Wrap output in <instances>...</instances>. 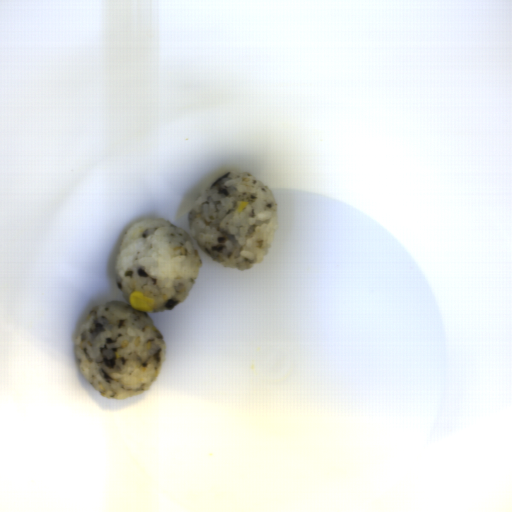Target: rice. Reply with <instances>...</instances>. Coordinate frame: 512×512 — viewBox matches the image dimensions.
Returning <instances> with one entry per match:
<instances>
[{
  "label": "rice",
  "instance_id": "1",
  "mask_svg": "<svg viewBox=\"0 0 512 512\" xmlns=\"http://www.w3.org/2000/svg\"><path fill=\"white\" fill-rule=\"evenodd\" d=\"M202 263L193 238L165 217L148 216L130 225L115 263L116 283L127 302L91 308L74 344L81 375L101 396L126 400L151 388L166 361L167 346L149 313L167 312L184 302ZM134 291L154 298L152 312L130 306Z\"/></svg>",
  "mask_w": 512,
  "mask_h": 512
},
{
  "label": "rice",
  "instance_id": "2",
  "mask_svg": "<svg viewBox=\"0 0 512 512\" xmlns=\"http://www.w3.org/2000/svg\"><path fill=\"white\" fill-rule=\"evenodd\" d=\"M240 201H249L237 212ZM189 231L219 265L251 270L264 262L279 228L277 202L267 184L242 170H225L187 211Z\"/></svg>",
  "mask_w": 512,
  "mask_h": 512
}]
</instances>
